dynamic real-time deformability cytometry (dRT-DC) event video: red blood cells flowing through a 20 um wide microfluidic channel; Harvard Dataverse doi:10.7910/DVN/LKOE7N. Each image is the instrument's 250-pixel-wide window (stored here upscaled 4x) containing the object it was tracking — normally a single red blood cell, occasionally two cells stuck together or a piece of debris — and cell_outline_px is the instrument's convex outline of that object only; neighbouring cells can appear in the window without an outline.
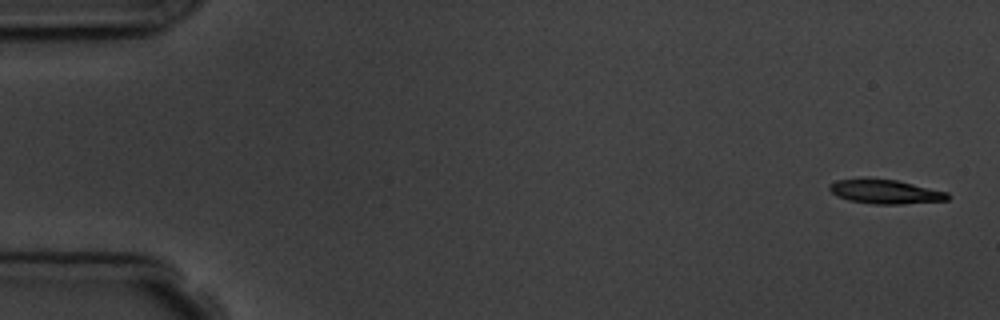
{"species": "common noctule bat (a hibernating species)", "species_latin": "Nyctalus noctula", "temperature_condition": "room temperature", "stored_images_in_passage": 10, "camera_frame_rate_fps": 3000, "um_per_image_px": 0.085, "animal": {"sex": "male", "body_mass_g": 19.5, "forearm_length_mm": 54.6}, "frame": {"image": 1, "passage_image": 1, "time_ms": 0.0, "image_size_px": [1000, 320], "cell_outline_px": [[952, 196], [948, 200], [900, 204], [876, 204], [848, 200], [836, 196], [828, 188], [828, 184], [836, 180], [896, 180], [948, 192]], "centroid_in_image_um": [75.29, 16.32], "position_along_channel_um": 9.7, "area_um2": 16.24}}
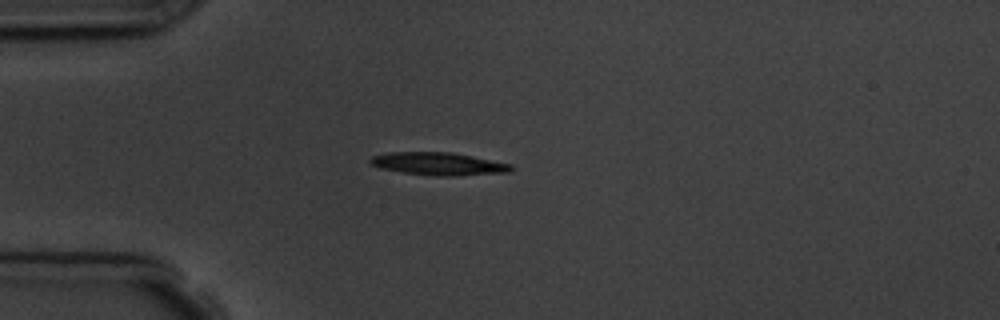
{"frame": {"image": 2, "passage_image": 5, "time_ms": 4.333, "image_size_px": [1000, 320], "cell_outline_px": [[516, 168], [508, 172], [452, 176], [436, 176], [404, 172], [380, 168], [372, 164], [368, 160], [372, 156], [388, 152], [452, 152], [512, 164]], "centroid_in_image_um": [37.29, 13.92], "position_along_channel_um": 47.7, "area_um2": 18.61}}
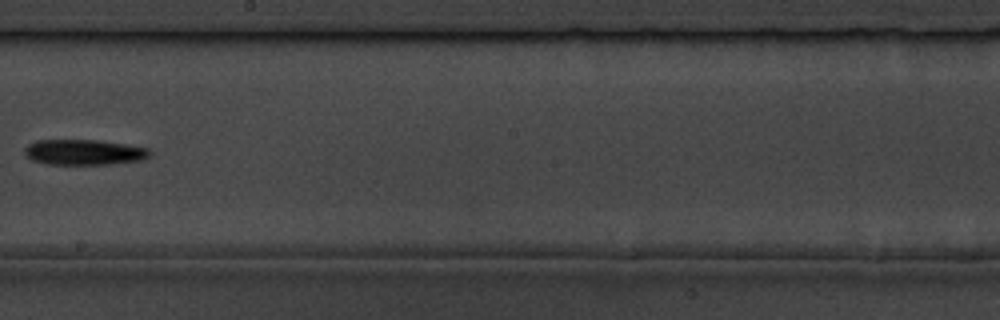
{"frame": {"image": 3, "passage_image": 10, "time_ms": 10.0, "image_size_px": [1000, 320], "cell_outline_px": [[152, 152], [148, 156], [140, 160], [112, 164], [48, 164], [32, 160], [24, 152], [24, 148], [28, 144], [36, 140], [96, 140], [124, 144], [148, 148]], "centroid_in_image_um": [7.12, 12.93], "position_along_channel_um": 241.1, "area_um2": 18.44}}